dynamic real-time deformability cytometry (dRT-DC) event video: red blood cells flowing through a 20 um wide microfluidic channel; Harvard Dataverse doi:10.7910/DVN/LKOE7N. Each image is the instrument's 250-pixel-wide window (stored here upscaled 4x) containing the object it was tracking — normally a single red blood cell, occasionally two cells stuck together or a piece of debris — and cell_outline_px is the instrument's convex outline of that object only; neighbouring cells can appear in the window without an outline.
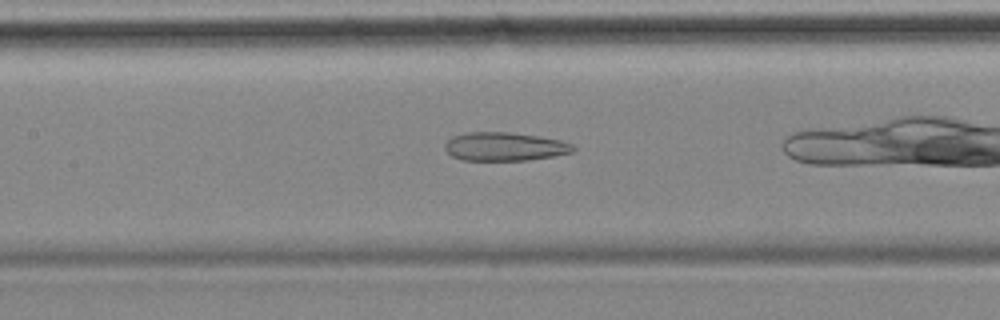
{"species": "common noctule bat (a hibernating species)", "species_latin": "Nyctalus noctula", "temperature_condition": "cold", "stored_images_in_passage": 39, "camera_frame_rate_fps": 3000, "um_per_image_px": 0.085, "animal": {"sex": "female", "body_mass_g": 18.4}, "frame": {"image": 1, "passage_image": 19, "time_ms": 6.0, "image_size_px": [1000, 320], "cell_outline_px": [[576, 148], [572, 152], [552, 156], [528, 160], [464, 160], [452, 156], [444, 148], [444, 144], [452, 136], [468, 132], [508, 132], [536, 136], [560, 140], [572, 144]], "centroid_in_image_um": [42.87, 12.46], "position_along_channel_um": 164.5, "area_um2": 21.15}}
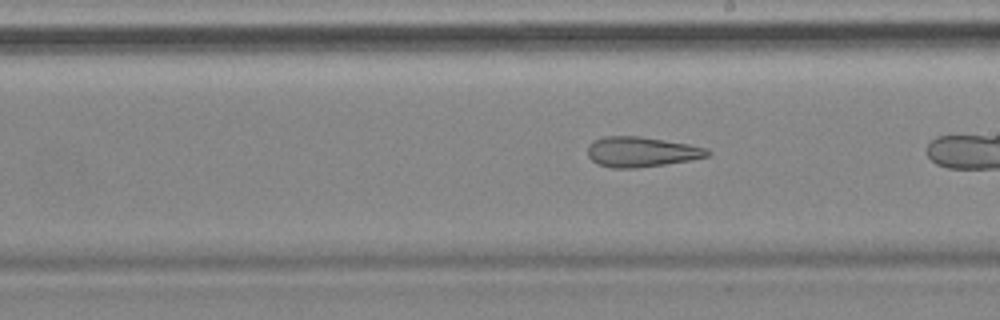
{"frame": {"image": 2, "passage_image": 25, "time_ms": 8.0, "image_size_px": [1000, 320], "cell_outline_px": [[712, 152], [708, 156], [688, 160], [664, 164], [636, 168], [612, 168], [596, 164], [588, 156], [588, 144], [592, 140], [604, 136], [640, 136], [688, 144], [708, 148]], "centroid_in_image_um": [54.48, 12.9], "position_along_channel_um": 234.5, "area_um2": 21.1}}
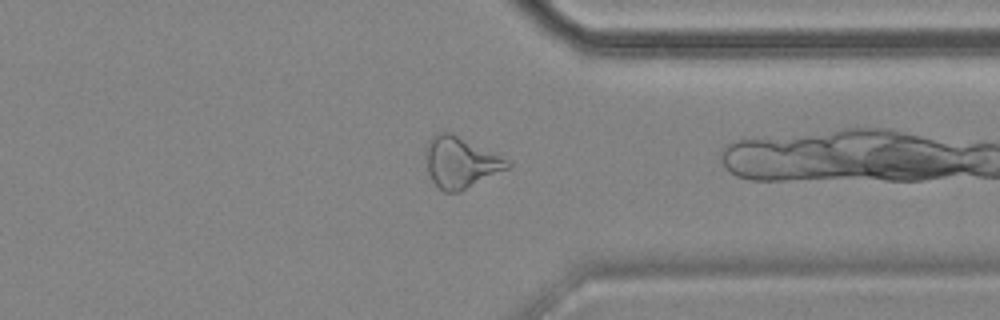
{"frame": {"image": 3, "passage_image": 37, "time_ms": 12.0, "image_size_px": [1000, 320], "cell_outline_px": [[512, 164], [508, 168], [460, 192], [444, 192], [432, 180], [428, 172], [424, 152], [424, 148], [428, 140], [436, 132], [452, 132], [508, 160]], "centroid_in_image_um": [39.1, 13.78], "position_along_channel_um": 372.3, "area_um2": 24.28}}